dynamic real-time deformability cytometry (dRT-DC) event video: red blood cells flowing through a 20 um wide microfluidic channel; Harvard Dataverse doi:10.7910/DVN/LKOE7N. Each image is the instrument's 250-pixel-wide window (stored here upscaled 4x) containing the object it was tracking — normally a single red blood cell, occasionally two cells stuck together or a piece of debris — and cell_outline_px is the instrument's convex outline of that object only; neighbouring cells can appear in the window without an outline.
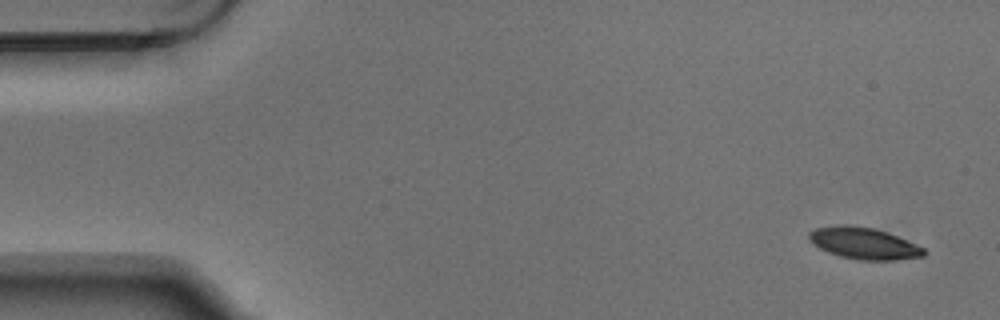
{"species": "Egyptian fruit bat (a non-hibernating species)", "species_latin": "Rousettus aegyptiacus", "temperature_condition": "warm", "stored_images_in_passage": 4, "camera_frame_rate_fps": 3000, "um_per_image_px": 0.085, "animal": {"sex": "male"}, "frame": {"image": 1, "passage_image": 1, "time_ms": 0.0, "image_size_px": [1000, 320], "cell_outline_px": [[928, 252], [924, 256], [896, 260], [860, 260], [840, 256], [828, 252], [812, 244], [808, 240], [808, 232], [816, 228], [836, 224], [848, 224], [872, 228], [888, 232], [924, 248]], "centroid_in_image_um": [73.4, 20.67], "position_along_channel_um": 11.6, "area_um2": 21.33}}
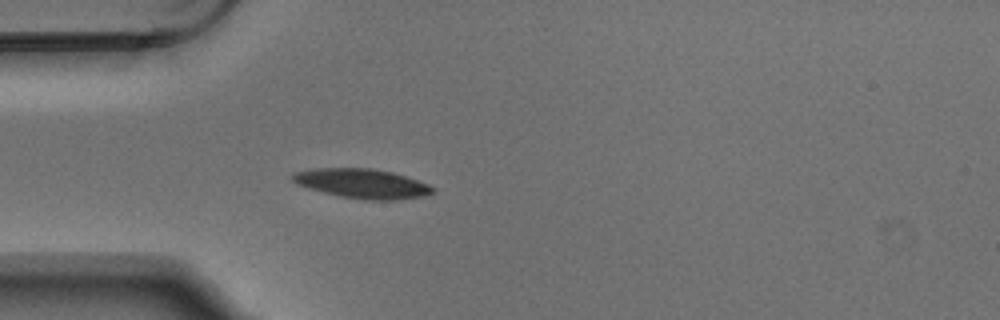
{"frame": {"image": 2, "passage_image": 4, "time_ms": 1.0, "image_size_px": [1000, 320], "cell_outline_px": [[436, 192], [424, 196], [396, 200], [368, 200], [340, 196], [308, 188], [296, 184], [292, 180], [292, 172], [316, 168], [372, 168], [392, 172], [428, 184], [436, 188]], "centroid_in_image_um": [30.79, 15.6], "position_along_channel_um": 54.2, "area_um2": 24.1}}